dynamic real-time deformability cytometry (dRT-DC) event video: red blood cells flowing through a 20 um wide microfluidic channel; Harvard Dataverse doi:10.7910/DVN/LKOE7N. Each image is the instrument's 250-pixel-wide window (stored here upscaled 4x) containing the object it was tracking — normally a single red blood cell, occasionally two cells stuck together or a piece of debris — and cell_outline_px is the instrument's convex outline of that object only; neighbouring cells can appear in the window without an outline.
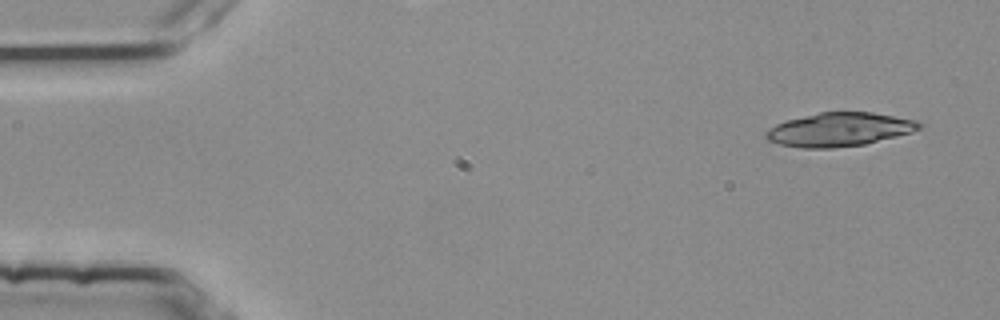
{"species": "common noctule bat (a hibernating species)", "species_latin": "Nyctalus noctula", "temperature_condition": "room temperature", "stored_images_in_passage": 4, "camera_frame_rate_fps": 3000, "um_per_image_px": 0.085, "animal": {"sex": "female", "body_mass_g": 25.1}, "frame": {"image": 1, "passage_image": 1, "time_ms": 0.0, "image_size_px": [1000, 320], "cell_outline_px": [[924, 124], [920, 128], [912, 132], [864, 144], [832, 148], [800, 148], [780, 144], [768, 140], [764, 136], [764, 132], [768, 128], [776, 124], [788, 120], [820, 112], [872, 112], [916, 120]], "centroid_in_image_um": [71.33, 11.01], "position_along_channel_um": 13.7, "area_um2": 29.94}}